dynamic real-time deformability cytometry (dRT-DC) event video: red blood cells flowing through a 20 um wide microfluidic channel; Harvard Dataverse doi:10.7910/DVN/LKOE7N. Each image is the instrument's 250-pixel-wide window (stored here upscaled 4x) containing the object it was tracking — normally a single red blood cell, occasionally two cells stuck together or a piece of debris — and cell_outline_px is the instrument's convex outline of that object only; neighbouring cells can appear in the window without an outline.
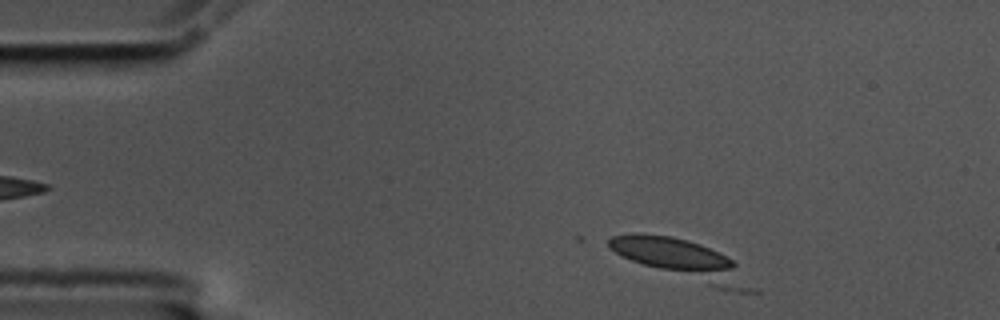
{"species": "common noctule bat (a hibernating species)", "species_latin": "Nyctalus noctula", "temperature_condition": "cold", "stored_images_in_passage": 2, "camera_frame_rate_fps": 3000, "um_per_image_px": 0.085, "animal": {"sex": "male", "body_mass_g": 17.5, "forearm_length_mm": 52.3}, "frame": {"image": 1, "passage_image": 1, "time_ms": 0.0, "image_size_px": [1000, 320], "cell_outline_px": [[736, 264], [728, 288], [716, 288], [632, 260], [608, 248], [608, 240], [612, 236], [640, 232], [672, 236], [688, 240], [700, 244], [732, 260]], "centroid_in_image_um": [57.46, 21.86], "position_along_channel_um": 27.5, "area_um2": 28.61}}